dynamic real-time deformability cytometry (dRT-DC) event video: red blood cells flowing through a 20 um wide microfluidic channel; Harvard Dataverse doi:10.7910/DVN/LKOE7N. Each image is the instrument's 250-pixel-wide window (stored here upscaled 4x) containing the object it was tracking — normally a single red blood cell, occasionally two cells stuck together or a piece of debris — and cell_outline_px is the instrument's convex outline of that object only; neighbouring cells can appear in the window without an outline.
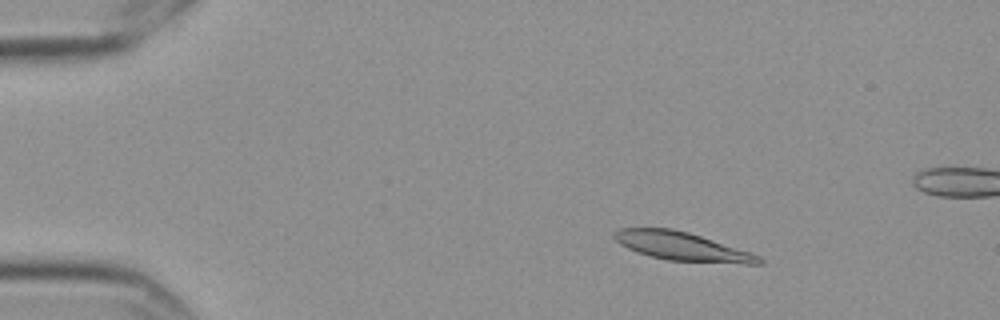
{"species": "Egyptian fruit bat (a non-hibernating species)", "species_latin": "Rousettus aegyptiacus", "temperature_condition": "cold", "stored_images_in_passage": 8, "camera_frame_rate_fps": 3000, "um_per_image_px": 0.085, "frame": {"image": 1, "passage_image": 3, "time_ms": 0.667, "image_size_px": [1000, 320], "cell_outline_px": [[764, 264], [744, 264], [668, 260], [636, 252], [620, 244], [612, 236], [612, 232], [620, 228], [672, 228], [688, 232], [760, 256], [764, 260]], "centroid_in_image_um": [57.94, 20.94], "position_along_channel_um": 27.1, "area_um2": 23.81}}
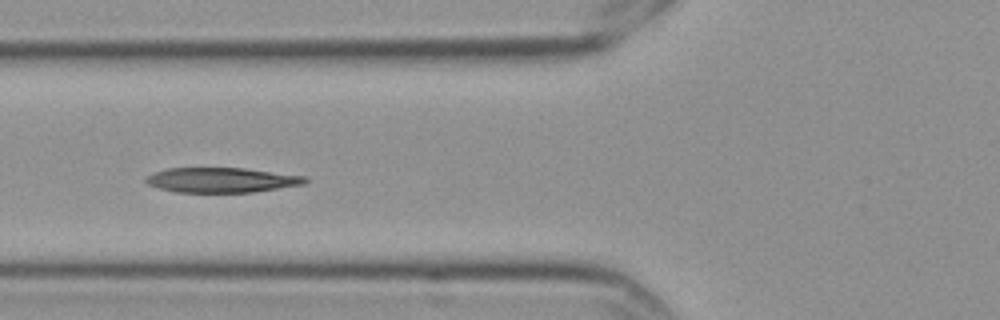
{"frame": {"image": 2, "passage_image": 7, "time_ms": 2.0, "image_size_px": [1000, 320], "cell_outline_px": [[308, 180], [304, 184], [252, 192], [176, 192], [160, 188], [148, 184], [144, 180], [148, 176], [164, 168], [244, 168], [304, 176]], "centroid_in_image_um": [18.81, 15.3], "position_along_channel_um": 107.0, "area_um2": 22.83}}
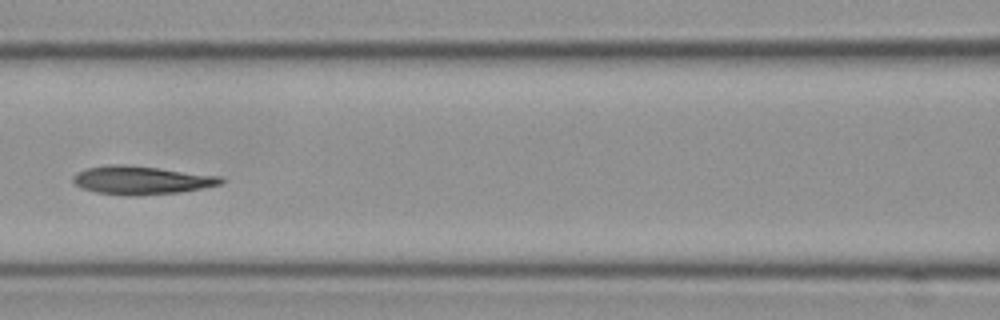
{"frame": {"image": 3, "passage_image": 8, "time_ms": 2.333, "image_size_px": [1000, 320], "cell_outline_px": [[224, 180], [220, 184], [204, 188], [180, 192], [140, 196], [132, 196], [96, 192], [80, 188], [72, 180], [72, 176], [88, 168], [112, 164], [116, 164], [156, 168], [220, 176]], "centroid_in_image_um": [12.01, 15.33], "position_along_channel_um": 154.6, "area_um2": 24.1}}